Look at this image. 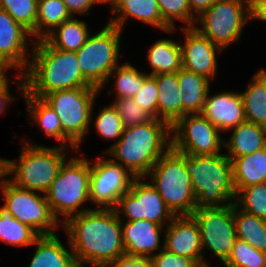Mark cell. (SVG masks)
<instances>
[{
	"label": "cell",
	"mask_w": 266,
	"mask_h": 267,
	"mask_svg": "<svg viewBox=\"0 0 266 267\" xmlns=\"http://www.w3.org/2000/svg\"><path fill=\"white\" fill-rule=\"evenodd\" d=\"M223 264L225 267H266V253L237 238L232 252Z\"/></svg>",
	"instance_id": "37"
},
{
	"label": "cell",
	"mask_w": 266,
	"mask_h": 267,
	"mask_svg": "<svg viewBox=\"0 0 266 267\" xmlns=\"http://www.w3.org/2000/svg\"><path fill=\"white\" fill-rule=\"evenodd\" d=\"M62 227L80 267H86L83 264L107 267L126 255L121 218L114 209L92 208L71 216Z\"/></svg>",
	"instance_id": "1"
},
{
	"label": "cell",
	"mask_w": 266,
	"mask_h": 267,
	"mask_svg": "<svg viewBox=\"0 0 266 267\" xmlns=\"http://www.w3.org/2000/svg\"><path fill=\"white\" fill-rule=\"evenodd\" d=\"M4 158H0V178L3 176Z\"/></svg>",
	"instance_id": "50"
},
{
	"label": "cell",
	"mask_w": 266,
	"mask_h": 267,
	"mask_svg": "<svg viewBox=\"0 0 266 267\" xmlns=\"http://www.w3.org/2000/svg\"><path fill=\"white\" fill-rule=\"evenodd\" d=\"M154 267H200L193 259L168 252L165 248L151 257Z\"/></svg>",
	"instance_id": "42"
},
{
	"label": "cell",
	"mask_w": 266,
	"mask_h": 267,
	"mask_svg": "<svg viewBox=\"0 0 266 267\" xmlns=\"http://www.w3.org/2000/svg\"><path fill=\"white\" fill-rule=\"evenodd\" d=\"M3 204L19 222L27 224L39 235L56 234L62 224L54 217L44 193L22 189L11 183L5 175L0 178ZM37 192V193H36Z\"/></svg>",
	"instance_id": "10"
},
{
	"label": "cell",
	"mask_w": 266,
	"mask_h": 267,
	"mask_svg": "<svg viewBox=\"0 0 266 267\" xmlns=\"http://www.w3.org/2000/svg\"><path fill=\"white\" fill-rule=\"evenodd\" d=\"M250 19L266 22V0H249Z\"/></svg>",
	"instance_id": "45"
},
{
	"label": "cell",
	"mask_w": 266,
	"mask_h": 267,
	"mask_svg": "<svg viewBox=\"0 0 266 267\" xmlns=\"http://www.w3.org/2000/svg\"><path fill=\"white\" fill-rule=\"evenodd\" d=\"M17 79L13 82H18L23 97L25 98L28 108V115L32 117V124H38L46 134L60 143V146L65 147V133L62 130L60 119L53 108L46 103L42 98L34 97L25 91V79L23 74L16 75ZM21 80V81H20Z\"/></svg>",
	"instance_id": "22"
},
{
	"label": "cell",
	"mask_w": 266,
	"mask_h": 267,
	"mask_svg": "<svg viewBox=\"0 0 266 267\" xmlns=\"http://www.w3.org/2000/svg\"><path fill=\"white\" fill-rule=\"evenodd\" d=\"M240 95L245 120L266 127V70L261 68L257 71Z\"/></svg>",
	"instance_id": "28"
},
{
	"label": "cell",
	"mask_w": 266,
	"mask_h": 267,
	"mask_svg": "<svg viewBox=\"0 0 266 267\" xmlns=\"http://www.w3.org/2000/svg\"><path fill=\"white\" fill-rule=\"evenodd\" d=\"M68 149L60 145H34L25 140L18 160L4 159L3 175H13L8 180L19 188L45 194L67 160Z\"/></svg>",
	"instance_id": "5"
},
{
	"label": "cell",
	"mask_w": 266,
	"mask_h": 267,
	"mask_svg": "<svg viewBox=\"0 0 266 267\" xmlns=\"http://www.w3.org/2000/svg\"><path fill=\"white\" fill-rule=\"evenodd\" d=\"M112 104L116 108L124 128L148 123L154 119V117L140 107L132 97L115 99Z\"/></svg>",
	"instance_id": "40"
},
{
	"label": "cell",
	"mask_w": 266,
	"mask_h": 267,
	"mask_svg": "<svg viewBox=\"0 0 266 267\" xmlns=\"http://www.w3.org/2000/svg\"><path fill=\"white\" fill-rule=\"evenodd\" d=\"M29 267H80L73 251H68L57 234L40 235Z\"/></svg>",
	"instance_id": "25"
},
{
	"label": "cell",
	"mask_w": 266,
	"mask_h": 267,
	"mask_svg": "<svg viewBox=\"0 0 266 267\" xmlns=\"http://www.w3.org/2000/svg\"><path fill=\"white\" fill-rule=\"evenodd\" d=\"M90 161L84 157H70L61 166L59 173L45 193L54 217L65 223L71 216L91 210L81 205L90 202ZM64 216L63 219L59 217Z\"/></svg>",
	"instance_id": "6"
},
{
	"label": "cell",
	"mask_w": 266,
	"mask_h": 267,
	"mask_svg": "<svg viewBox=\"0 0 266 267\" xmlns=\"http://www.w3.org/2000/svg\"><path fill=\"white\" fill-rule=\"evenodd\" d=\"M157 3L163 21L171 29H176L174 20L185 23L184 27L195 26L197 18L192 14L188 0H157Z\"/></svg>",
	"instance_id": "38"
},
{
	"label": "cell",
	"mask_w": 266,
	"mask_h": 267,
	"mask_svg": "<svg viewBox=\"0 0 266 267\" xmlns=\"http://www.w3.org/2000/svg\"><path fill=\"white\" fill-rule=\"evenodd\" d=\"M66 5V8L72 17H75L74 14H85L90 16L89 12L96 2L94 0H62Z\"/></svg>",
	"instance_id": "44"
},
{
	"label": "cell",
	"mask_w": 266,
	"mask_h": 267,
	"mask_svg": "<svg viewBox=\"0 0 266 267\" xmlns=\"http://www.w3.org/2000/svg\"><path fill=\"white\" fill-rule=\"evenodd\" d=\"M111 7L113 8L112 14L116 16L110 18L108 23L117 26L120 30H123L126 20L130 17L170 34L177 31L176 29H171L163 21L157 0H115Z\"/></svg>",
	"instance_id": "21"
},
{
	"label": "cell",
	"mask_w": 266,
	"mask_h": 267,
	"mask_svg": "<svg viewBox=\"0 0 266 267\" xmlns=\"http://www.w3.org/2000/svg\"><path fill=\"white\" fill-rule=\"evenodd\" d=\"M11 69L12 67L0 60V91L4 89L10 82V80L5 76V71Z\"/></svg>",
	"instance_id": "48"
},
{
	"label": "cell",
	"mask_w": 266,
	"mask_h": 267,
	"mask_svg": "<svg viewBox=\"0 0 266 267\" xmlns=\"http://www.w3.org/2000/svg\"><path fill=\"white\" fill-rule=\"evenodd\" d=\"M9 84L0 91V114L4 112V110L7 108L8 104H11L10 102L14 100V97L11 95L9 90Z\"/></svg>",
	"instance_id": "47"
},
{
	"label": "cell",
	"mask_w": 266,
	"mask_h": 267,
	"mask_svg": "<svg viewBox=\"0 0 266 267\" xmlns=\"http://www.w3.org/2000/svg\"><path fill=\"white\" fill-rule=\"evenodd\" d=\"M221 132L202 114H186L171 126V148L188 155H213L222 152Z\"/></svg>",
	"instance_id": "12"
},
{
	"label": "cell",
	"mask_w": 266,
	"mask_h": 267,
	"mask_svg": "<svg viewBox=\"0 0 266 267\" xmlns=\"http://www.w3.org/2000/svg\"><path fill=\"white\" fill-rule=\"evenodd\" d=\"M95 128L97 133L104 139H117L114 141L115 143L119 141L123 134L124 126L112 103L100 110L95 120Z\"/></svg>",
	"instance_id": "39"
},
{
	"label": "cell",
	"mask_w": 266,
	"mask_h": 267,
	"mask_svg": "<svg viewBox=\"0 0 266 267\" xmlns=\"http://www.w3.org/2000/svg\"><path fill=\"white\" fill-rule=\"evenodd\" d=\"M165 226L164 248L173 254L189 257L200 267L208 266L202 251L198 223L193 216H175Z\"/></svg>",
	"instance_id": "17"
},
{
	"label": "cell",
	"mask_w": 266,
	"mask_h": 267,
	"mask_svg": "<svg viewBox=\"0 0 266 267\" xmlns=\"http://www.w3.org/2000/svg\"><path fill=\"white\" fill-rule=\"evenodd\" d=\"M122 30L107 23L98 33L88 37L76 52L83 78L93 87L103 89L111 71L118 66Z\"/></svg>",
	"instance_id": "9"
},
{
	"label": "cell",
	"mask_w": 266,
	"mask_h": 267,
	"mask_svg": "<svg viewBox=\"0 0 266 267\" xmlns=\"http://www.w3.org/2000/svg\"><path fill=\"white\" fill-rule=\"evenodd\" d=\"M158 86L157 119L172 126L182 118V101L178 86V72L153 75Z\"/></svg>",
	"instance_id": "26"
},
{
	"label": "cell",
	"mask_w": 266,
	"mask_h": 267,
	"mask_svg": "<svg viewBox=\"0 0 266 267\" xmlns=\"http://www.w3.org/2000/svg\"><path fill=\"white\" fill-rule=\"evenodd\" d=\"M40 235L27 224L19 222L9 210L0 208V240L16 247L34 245Z\"/></svg>",
	"instance_id": "33"
},
{
	"label": "cell",
	"mask_w": 266,
	"mask_h": 267,
	"mask_svg": "<svg viewBox=\"0 0 266 267\" xmlns=\"http://www.w3.org/2000/svg\"><path fill=\"white\" fill-rule=\"evenodd\" d=\"M158 93L156 78L153 75H149L140 90L132 98L140 107L157 119Z\"/></svg>",
	"instance_id": "41"
},
{
	"label": "cell",
	"mask_w": 266,
	"mask_h": 267,
	"mask_svg": "<svg viewBox=\"0 0 266 267\" xmlns=\"http://www.w3.org/2000/svg\"><path fill=\"white\" fill-rule=\"evenodd\" d=\"M217 1L219 0H188V3L192 14L198 18Z\"/></svg>",
	"instance_id": "46"
},
{
	"label": "cell",
	"mask_w": 266,
	"mask_h": 267,
	"mask_svg": "<svg viewBox=\"0 0 266 267\" xmlns=\"http://www.w3.org/2000/svg\"><path fill=\"white\" fill-rule=\"evenodd\" d=\"M174 216H192L196 197L185 165V154L170 148L146 175Z\"/></svg>",
	"instance_id": "7"
},
{
	"label": "cell",
	"mask_w": 266,
	"mask_h": 267,
	"mask_svg": "<svg viewBox=\"0 0 266 267\" xmlns=\"http://www.w3.org/2000/svg\"><path fill=\"white\" fill-rule=\"evenodd\" d=\"M32 39L29 65L23 73L25 91L44 98L54 91L91 86L82 75L74 51H60L45 39Z\"/></svg>",
	"instance_id": "2"
},
{
	"label": "cell",
	"mask_w": 266,
	"mask_h": 267,
	"mask_svg": "<svg viewBox=\"0 0 266 267\" xmlns=\"http://www.w3.org/2000/svg\"><path fill=\"white\" fill-rule=\"evenodd\" d=\"M249 19V0H219L196 19L202 27H194L224 50L238 41Z\"/></svg>",
	"instance_id": "11"
},
{
	"label": "cell",
	"mask_w": 266,
	"mask_h": 267,
	"mask_svg": "<svg viewBox=\"0 0 266 267\" xmlns=\"http://www.w3.org/2000/svg\"><path fill=\"white\" fill-rule=\"evenodd\" d=\"M116 78L113 83L116 90L115 99L134 96L142 87L149 73L140 72L136 67L129 63H123L116 66L109 74L108 81L113 76Z\"/></svg>",
	"instance_id": "34"
},
{
	"label": "cell",
	"mask_w": 266,
	"mask_h": 267,
	"mask_svg": "<svg viewBox=\"0 0 266 267\" xmlns=\"http://www.w3.org/2000/svg\"><path fill=\"white\" fill-rule=\"evenodd\" d=\"M209 92L201 114L222 133L232 131V128L245 121L240 93L226 91L210 96Z\"/></svg>",
	"instance_id": "20"
},
{
	"label": "cell",
	"mask_w": 266,
	"mask_h": 267,
	"mask_svg": "<svg viewBox=\"0 0 266 267\" xmlns=\"http://www.w3.org/2000/svg\"><path fill=\"white\" fill-rule=\"evenodd\" d=\"M210 80L202 75L186 70L178 71V86L182 101V117L186 114H201L210 90Z\"/></svg>",
	"instance_id": "23"
},
{
	"label": "cell",
	"mask_w": 266,
	"mask_h": 267,
	"mask_svg": "<svg viewBox=\"0 0 266 267\" xmlns=\"http://www.w3.org/2000/svg\"><path fill=\"white\" fill-rule=\"evenodd\" d=\"M192 216L200 229L202 249L207 248L224 263L237 239L233 203L227 207L196 208Z\"/></svg>",
	"instance_id": "13"
},
{
	"label": "cell",
	"mask_w": 266,
	"mask_h": 267,
	"mask_svg": "<svg viewBox=\"0 0 266 267\" xmlns=\"http://www.w3.org/2000/svg\"><path fill=\"white\" fill-rule=\"evenodd\" d=\"M71 17L62 0H38L36 40L44 39L57 26Z\"/></svg>",
	"instance_id": "32"
},
{
	"label": "cell",
	"mask_w": 266,
	"mask_h": 267,
	"mask_svg": "<svg viewBox=\"0 0 266 267\" xmlns=\"http://www.w3.org/2000/svg\"><path fill=\"white\" fill-rule=\"evenodd\" d=\"M170 148L171 126L154 118L148 123L124 128L119 141L109 146L104 154L114 156L115 159H110L119 163L135 178H146Z\"/></svg>",
	"instance_id": "3"
},
{
	"label": "cell",
	"mask_w": 266,
	"mask_h": 267,
	"mask_svg": "<svg viewBox=\"0 0 266 267\" xmlns=\"http://www.w3.org/2000/svg\"><path fill=\"white\" fill-rule=\"evenodd\" d=\"M114 210L119 218L123 213L126 221L147 220L160 226L175 217L156 188L145 182L144 177L134 178L130 189L119 198Z\"/></svg>",
	"instance_id": "14"
},
{
	"label": "cell",
	"mask_w": 266,
	"mask_h": 267,
	"mask_svg": "<svg viewBox=\"0 0 266 267\" xmlns=\"http://www.w3.org/2000/svg\"><path fill=\"white\" fill-rule=\"evenodd\" d=\"M38 0H0V8L27 29L36 38V15Z\"/></svg>",
	"instance_id": "36"
},
{
	"label": "cell",
	"mask_w": 266,
	"mask_h": 267,
	"mask_svg": "<svg viewBox=\"0 0 266 267\" xmlns=\"http://www.w3.org/2000/svg\"><path fill=\"white\" fill-rule=\"evenodd\" d=\"M231 163L236 193L241 188L266 182V147L252 154L232 158Z\"/></svg>",
	"instance_id": "27"
},
{
	"label": "cell",
	"mask_w": 266,
	"mask_h": 267,
	"mask_svg": "<svg viewBox=\"0 0 266 267\" xmlns=\"http://www.w3.org/2000/svg\"><path fill=\"white\" fill-rule=\"evenodd\" d=\"M182 29L185 35L184 43L180 44L182 67L209 80L213 79L217 73L216 53L223 49L203 36L195 27Z\"/></svg>",
	"instance_id": "16"
},
{
	"label": "cell",
	"mask_w": 266,
	"mask_h": 267,
	"mask_svg": "<svg viewBox=\"0 0 266 267\" xmlns=\"http://www.w3.org/2000/svg\"><path fill=\"white\" fill-rule=\"evenodd\" d=\"M86 21L71 17L57 26L44 39L60 51L77 52L89 37Z\"/></svg>",
	"instance_id": "29"
},
{
	"label": "cell",
	"mask_w": 266,
	"mask_h": 267,
	"mask_svg": "<svg viewBox=\"0 0 266 267\" xmlns=\"http://www.w3.org/2000/svg\"><path fill=\"white\" fill-rule=\"evenodd\" d=\"M122 236L126 248V255L135 257H152L154 251L162 250L161 232L163 226L147 220L125 221L122 223Z\"/></svg>",
	"instance_id": "19"
},
{
	"label": "cell",
	"mask_w": 266,
	"mask_h": 267,
	"mask_svg": "<svg viewBox=\"0 0 266 267\" xmlns=\"http://www.w3.org/2000/svg\"><path fill=\"white\" fill-rule=\"evenodd\" d=\"M232 130L228 141L224 139V147L228 149L226 156L230 160L266 147V127L245 120Z\"/></svg>",
	"instance_id": "24"
},
{
	"label": "cell",
	"mask_w": 266,
	"mask_h": 267,
	"mask_svg": "<svg viewBox=\"0 0 266 267\" xmlns=\"http://www.w3.org/2000/svg\"><path fill=\"white\" fill-rule=\"evenodd\" d=\"M95 2H96V4L97 3H108L109 2V4H111L110 6H112L113 5V3L115 2V0H94Z\"/></svg>",
	"instance_id": "49"
},
{
	"label": "cell",
	"mask_w": 266,
	"mask_h": 267,
	"mask_svg": "<svg viewBox=\"0 0 266 267\" xmlns=\"http://www.w3.org/2000/svg\"><path fill=\"white\" fill-rule=\"evenodd\" d=\"M154 267L151 257H135L123 255L118 257L107 267Z\"/></svg>",
	"instance_id": "43"
},
{
	"label": "cell",
	"mask_w": 266,
	"mask_h": 267,
	"mask_svg": "<svg viewBox=\"0 0 266 267\" xmlns=\"http://www.w3.org/2000/svg\"><path fill=\"white\" fill-rule=\"evenodd\" d=\"M147 61L150 75L176 73L182 68L180 44L170 39H160L150 47Z\"/></svg>",
	"instance_id": "30"
},
{
	"label": "cell",
	"mask_w": 266,
	"mask_h": 267,
	"mask_svg": "<svg viewBox=\"0 0 266 267\" xmlns=\"http://www.w3.org/2000/svg\"><path fill=\"white\" fill-rule=\"evenodd\" d=\"M185 165L191 177L196 208L227 207L235 202L232 163L226 154H185Z\"/></svg>",
	"instance_id": "4"
},
{
	"label": "cell",
	"mask_w": 266,
	"mask_h": 267,
	"mask_svg": "<svg viewBox=\"0 0 266 267\" xmlns=\"http://www.w3.org/2000/svg\"><path fill=\"white\" fill-rule=\"evenodd\" d=\"M29 35L31 33L27 29L0 8V60L12 68L20 69L17 72L20 74L26 71L30 61L26 56L29 52Z\"/></svg>",
	"instance_id": "18"
},
{
	"label": "cell",
	"mask_w": 266,
	"mask_h": 267,
	"mask_svg": "<svg viewBox=\"0 0 266 267\" xmlns=\"http://www.w3.org/2000/svg\"><path fill=\"white\" fill-rule=\"evenodd\" d=\"M234 204L249 214L266 219V182L241 188Z\"/></svg>",
	"instance_id": "35"
},
{
	"label": "cell",
	"mask_w": 266,
	"mask_h": 267,
	"mask_svg": "<svg viewBox=\"0 0 266 267\" xmlns=\"http://www.w3.org/2000/svg\"><path fill=\"white\" fill-rule=\"evenodd\" d=\"M95 160L91 165L90 202L100 209H115L119 198L130 189L135 177L110 158L98 156Z\"/></svg>",
	"instance_id": "15"
},
{
	"label": "cell",
	"mask_w": 266,
	"mask_h": 267,
	"mask_svg": "<svg viewBox=\"0 0 266 267\" xmlns=\"http://www.w3.org/2000/svg\"><path fill=\"white\" fill-rule=\"evenodd\" d=\"M233 216L237 238L266 253V219L249 214L234 203Z\"/></svg>",
	"instance_id": "31"
},
{
	"label": "cell",
	"mask_w": 266,
	"mask_h": 267,
	"mask_svg": "<svg viewBox=\"0 0 266 267\" xmlns=\"http://www.w3.org/2000/svg\"><path fill=\"white\" fill-rule=\"evenodd\" d=\"M100 91L96 87H80L54 91L43 98L60 119L65 133V148L80 149L92 123L94 102Z\"/></svg>",
	"instance_id": "8"
}]
</instances>
